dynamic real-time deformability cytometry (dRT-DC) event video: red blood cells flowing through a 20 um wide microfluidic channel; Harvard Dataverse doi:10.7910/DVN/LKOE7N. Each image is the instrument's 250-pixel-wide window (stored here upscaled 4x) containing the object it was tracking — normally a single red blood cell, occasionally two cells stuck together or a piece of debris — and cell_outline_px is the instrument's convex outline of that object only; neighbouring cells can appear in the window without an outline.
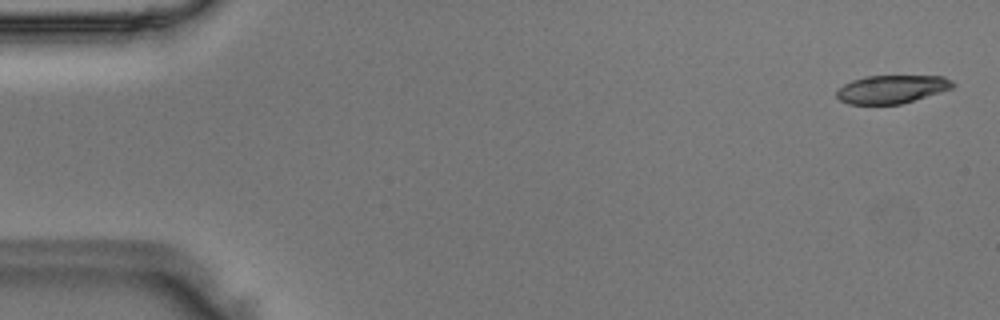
{"species": "Egyptian fruit bat (a non-hibernating species)", "species_latin": "Rousettus aegyptiacus", "temperature_condition": "room temperature", "stored_images_in_passage": 50, "camera_frame_rate_fps": 3000, "um_per_image_px": 0.085, "animal": {"sex": "male"}, "frame": {"image": 1, "passage_image": 2, "time_ms": 0.333, "image_size_px": [1000, 320], "cell_outline_px": [[956, 84], [952, 88], [940, 92], [900, 104], [848, 104], [840, 100], [836, 96], [836, 92], [844, 84], [852, 80], [864, 76], [944, 76], [952, 80]], "centroid_in_image_um": [75.8, 7.57], "position_along_channel_um": 9.2, "area_um2": 19.02}}
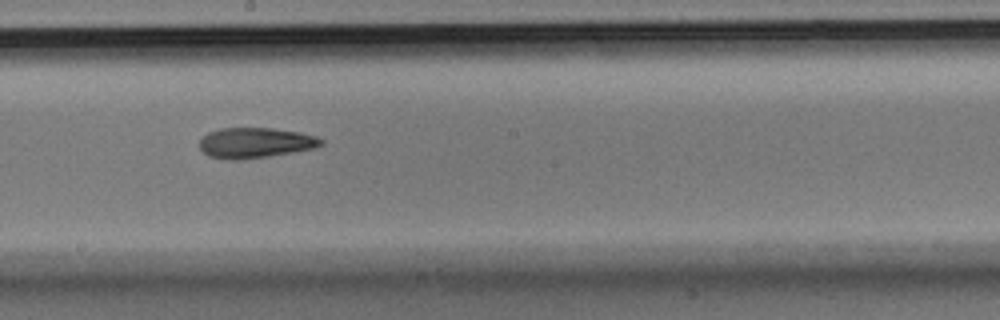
{"frame": {"image": 2, "passage_image": 28, "time_ms": 9.0, "image_size_px": [1000, 320], "cell_outline_px": [[324, 144], [316, 148], [268, 156], [240, 160], [228, 160], [208, 156], [200, 148], [200, 140], [208, 132], [220, 128], [272, 128], [300, 132], [316, 136], [324, 140]], "centroid_in_image_um": [21.71, 12.14], "position_along_channel_um": 226.5, "area_um2": 21.62}}
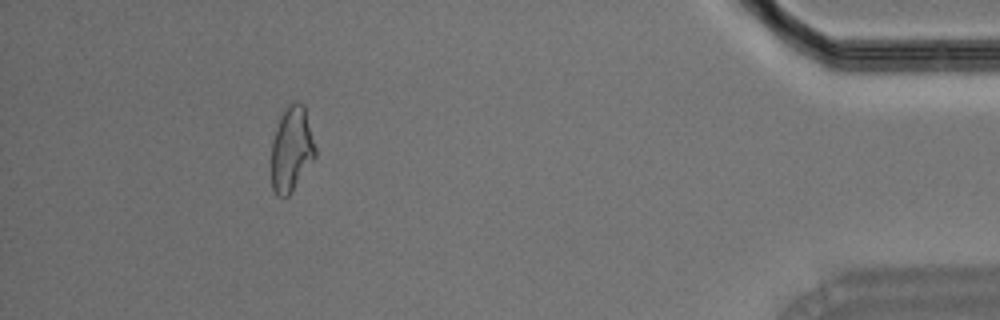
{"frame": {"image": 3, "passage_image": 46, "time_ms": 15.0, "image_size_px": [1000, 320], "cell_outline_px": [[316, 156], [292, 192], [288, 196], [276, 196], [272, 188], [272, 140], [280, 116], [284, 108], [292, 100], [296, 100], [304, 104], [316, 148]], "centroid_in_image_um": [24.79, 12.64], "position_along_channel_um": 410.4, "area_um2": 21.96}}